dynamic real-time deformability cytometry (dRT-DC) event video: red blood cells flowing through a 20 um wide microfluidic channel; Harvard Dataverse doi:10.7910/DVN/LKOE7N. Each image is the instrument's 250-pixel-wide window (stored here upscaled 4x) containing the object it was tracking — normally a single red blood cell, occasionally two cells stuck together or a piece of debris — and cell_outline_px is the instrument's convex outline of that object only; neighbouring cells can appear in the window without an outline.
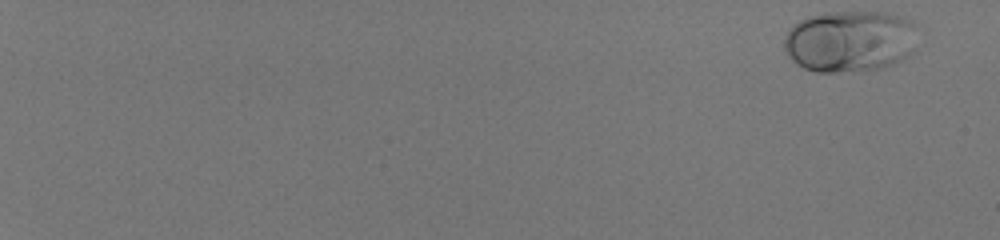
{"species": "human", "species_latin": "Homo sapiens", "temperature_condition": "room temperature", "stored_images_in_passage": 54, "camera_frame_rate_fps": 3000, "um_per_image_px": 0.085, "donor": {"sex": "male"}, "frame": {"image": 1, "passage_image": 1, "time_ms": 0.0, "image_size_px": [1000, 240], "cell_outline_px": [[916, 48], [908, 56], [900, 60], [876, 68], [836, 72], [816, 72], [804, 68], [796, 64], [788, 56], [784, 48], [784, 36], [792, 24], [808, 16], [824, 12], [884, 12], [912, 20]], "centroid_in_image_um": [72.18, 3.48], "position_along_channel_um": 12.8, "area_um2": 47.86}}
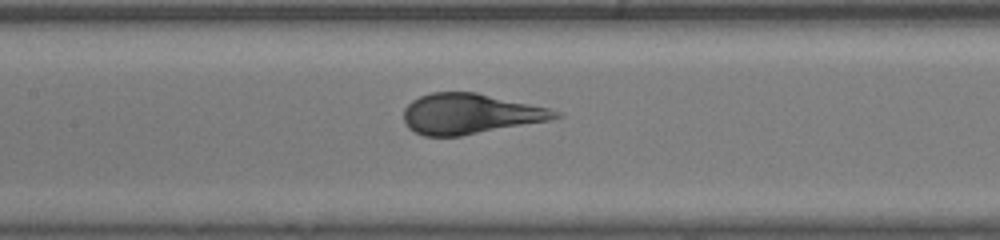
{"frame": {"image": 2, "passage_image": 31, "time_ms": 10.0, "image_size_px": [1000, 240], "cell_outline_px": [[564, 116], [552, 120], [460, 136], [424, 136], [408, 128], [404, 124], [404, 108], [412, 100], [420, 96], [432, 92], [476, 92], [548, 108], [560, 112]], "centroid_in_image_um": [39.95, 9.68], "position_along_channel_um": 167.4, "area_um2": 35.66}}
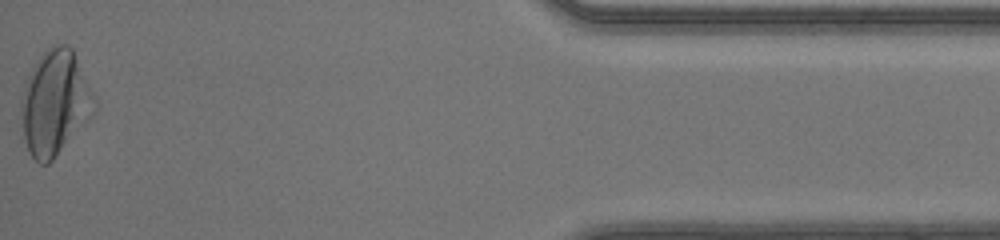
{"frame": {"image": 3, "passage_image": 54, "time_ms": 17.667, "image_size_px": [1000, 240], "cell_outline_px": [[96, 112], [52, 160], [48, 164], [40, 164], [32, 156], [24, 140], [20, 112], [20, 100], [28, 76], [32, 68], [40, 56], [52, 44], [68, 44], [72, 48], [96, 96]], "centroid_in_image_um": [4.69, 8.72], "position_along_channel_um": 430.5, "area_um2": 44.85}, "authors_computed_cell_mechanics": {"area_um2": 38.9861, "velocity_mm_per_s": 4.1453, "shape_relaxation_time_tau1_ms": 3.6, "shape_relaxation_time_tau2_ms": null, "deformation_change_tau1": 0.17, "deformation_change_tau2": null}}